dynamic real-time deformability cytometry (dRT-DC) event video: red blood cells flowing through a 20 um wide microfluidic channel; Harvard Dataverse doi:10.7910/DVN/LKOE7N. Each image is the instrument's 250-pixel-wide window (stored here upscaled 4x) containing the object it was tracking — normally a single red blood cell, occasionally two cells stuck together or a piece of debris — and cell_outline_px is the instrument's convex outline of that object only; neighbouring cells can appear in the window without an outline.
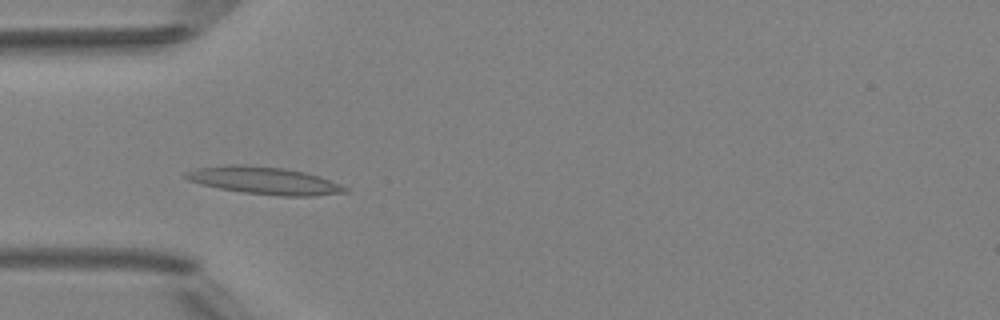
{"species": "Egyptian fruit bat (a non-hibernating species)", "species_latin": "Rousettus aegyptiacus", "temperature_condition": "room temperature", "stored_images_in_passage": 5, "camera_frame_rate_fps": 3000, "um_per_image_px": 0.085, "animal": {"sex": "female"}, "frame": {"image": 1, "passage_image": 3, "time_ms": 2.333, "image_size_px": [1000, 320], "cell_outline_px": [[348, 192], [312, 196], [280, 196], [244, 192], [220, 188], [200, 184], [188, 180], [184, 176], [184, 172], [196, 168], [228, 164], [244, 164], [284, 168], [304, 172], [320, 176], [340, 184], [348, 188]], "centroid_in_image_um": [22.45, 15.34], "position_along_channel_um": 62.5, "area_um2": 25.49}}
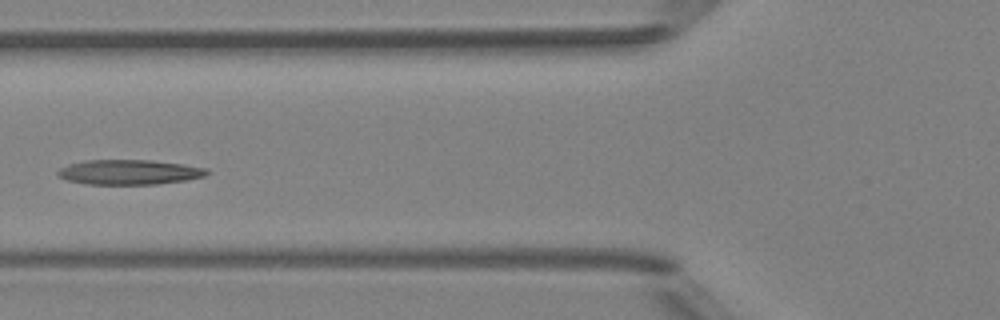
{"frame": {"image": 2, "passage_image": 4, "time_ms": 3.667, "image_size_px": [1000, 320], "cell_outline_px": [[212, 172], [204, 176], [184, 180], [156, 184], [88, 184], [68, 180], [56, 176], [56, 172], [60, 168], [68, 164], [84, 160], [152, 160], [208, 168]], "centroid_in_image_um": [10.96, 14.62], "position_along_channel_um": 114.8, "area_um2": 21.62}}
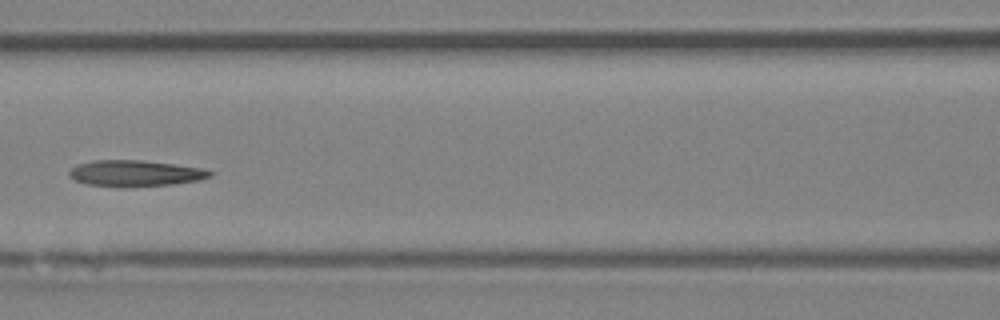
{"frame": {"image": 3, "passage_image": 5, "time_ms": 4.667, "image_size_px": [1000, 320], "cell_outline_px": [[212, 176], [200, 180], [172, 184], [124, 188], [116, 188], [88, 184], [76, 180], [68, 176], [68, 172], [76, 164], [92, 160], [144, 160], [204, 168], [212, 172]], "centroid_in_image_um": [11.47, 14.74], "position_along_channel_um": 155.1, "area_um2": 21.85}}